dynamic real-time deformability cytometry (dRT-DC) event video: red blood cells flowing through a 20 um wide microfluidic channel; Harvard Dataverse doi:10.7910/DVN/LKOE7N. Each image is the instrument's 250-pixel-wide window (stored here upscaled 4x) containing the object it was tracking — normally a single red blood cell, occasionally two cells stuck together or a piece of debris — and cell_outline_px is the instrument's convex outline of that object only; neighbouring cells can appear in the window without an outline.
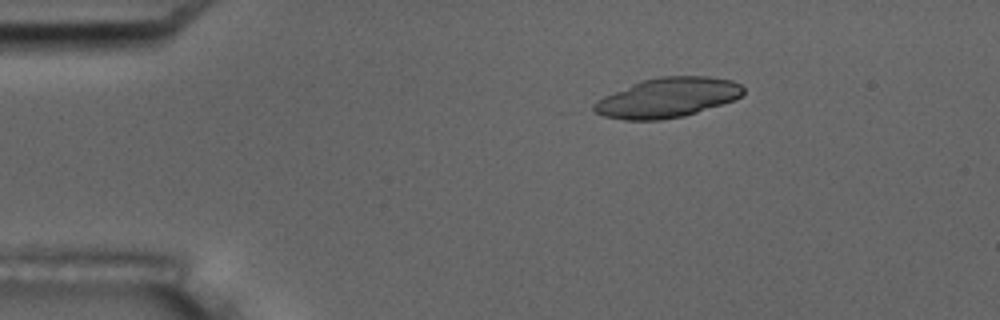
{"species": "common noctule bat (a hibernating species)", "species_latin": "Nyctalus noctula", "temperature_condition": "room temperature", "stored_images_in_passage": 5, "camera_frame_rate_fps": 3000, "um_per_image_px": 0.085, "animal": {"sex": "male", "body_mass_g": 17.5, "forearm_length_mm": 52.3}, "frame": {"image": 1, "passage_image": 3, "time_ms": 2.333, "image_size_px": [1000, 320], "cell_outline_px": [[744, 92], [740, 96], [732, 100], [684, 116], [660, 120], [624, 120], [604, 116], [596, 112], [592, 108], [592, 104], [596, 100], [604, 96], [640, 80], [660, 76], [708, 76], [732, 80], [740, 84], [744, 88]], "centroid_in_image_um": [56.7, 8.29], "position_along_channel_um": 28.3, "area_um2": 34.45}}